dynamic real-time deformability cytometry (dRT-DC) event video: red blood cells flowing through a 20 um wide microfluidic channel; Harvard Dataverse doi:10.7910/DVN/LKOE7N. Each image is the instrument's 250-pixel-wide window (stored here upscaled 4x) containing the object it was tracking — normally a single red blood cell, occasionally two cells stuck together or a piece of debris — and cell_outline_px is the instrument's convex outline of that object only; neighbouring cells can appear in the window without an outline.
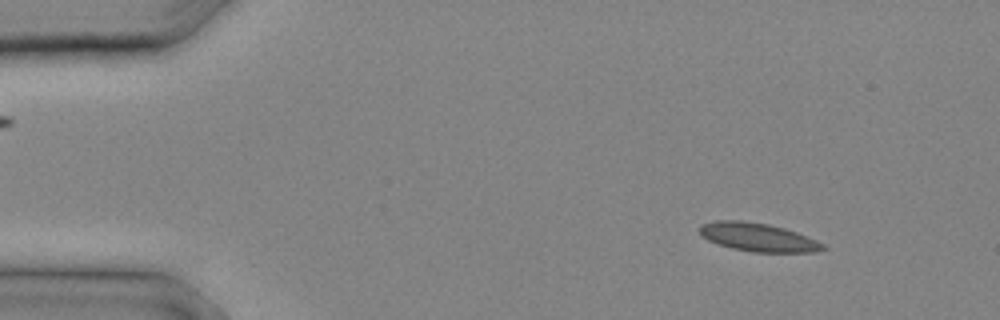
{"species": "common noctule bat (a hibernating species)", "species_latin": "Nyctalus noctula", "temperature_condition": "cold", "stored_images_in_passage": 8, "camera_frame_rate_fps": 3000, "um_per_image_px": 0.085, "animal": {"sex": "male", "body_mass_g": 20.4}, "frame": {"image": 1, "passage_image": 3, "time_ms": 0.667, "image_size_px": [1000, 320], "cell_outline_px": [[828, 248], [816, 252], [752, 252], [732, 248], [708, 240], [700, 232], [700, 224], [716, 220], [740, 220], [768, 224], [784, 228], [796, 232], [816, 240], [824, 244]], "centroid_in_image_um": [64.45, 20.16], "position_along_channel_um": 20.5, "area_um2": 20.29}}